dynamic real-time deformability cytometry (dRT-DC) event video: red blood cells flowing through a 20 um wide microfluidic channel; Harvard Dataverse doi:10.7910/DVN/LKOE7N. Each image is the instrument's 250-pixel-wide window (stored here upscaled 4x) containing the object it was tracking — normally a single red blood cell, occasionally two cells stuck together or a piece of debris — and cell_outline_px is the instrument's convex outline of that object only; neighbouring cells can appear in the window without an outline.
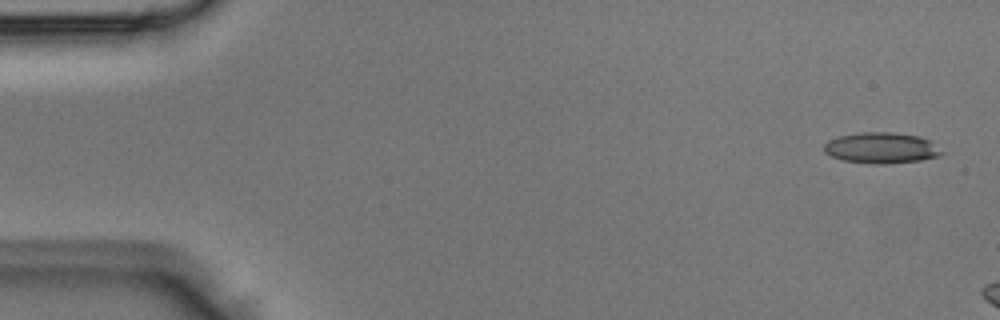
{"species": "Egyptian fruit bat (a non-hibernating species)", "species_latin": "Rousettus aegyptiacus", "temperature_condition": "room temperature", "stored_images_in_passage": 3, "camera_frame_rate_fps": 3000, "um_per_image_px": 0.085, "animal": {"sex": "male"}, "frame": {"image": 1, "passage_image": 1, "time_ms": 0.0, "image_size_px": [1000, 320], "cell_outline_px": [[944, 152], [940, 156], [920, 160], [880, 164], [844, 160], [832, 156], [824, 152], [824, 144], [828, 140], [836, 136], [860, 132], [892, 132], [920, 136], [932, 140]], "centroid_in_image_um": [74.94, 12.55], "position_along_channel_um": 10.1, "area_um2": 21.27}}